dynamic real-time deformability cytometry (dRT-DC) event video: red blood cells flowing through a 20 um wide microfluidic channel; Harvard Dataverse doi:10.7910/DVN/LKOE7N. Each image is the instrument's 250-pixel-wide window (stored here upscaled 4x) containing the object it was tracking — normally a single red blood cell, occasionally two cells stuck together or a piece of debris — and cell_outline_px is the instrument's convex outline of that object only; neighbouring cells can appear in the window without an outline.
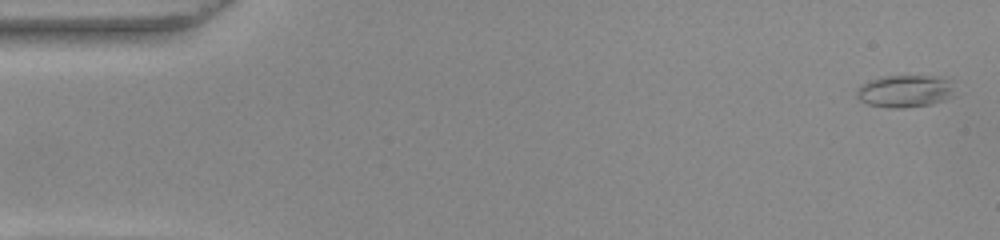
{"species": "common noctule bat (a hibernating species)", "species_latin": "Nyctalus noctula", "temperature_condition": "warm", "stored_images_in_passage": 53, "camera_frame_rate_fps": 3000, "um_per_image_px": 0.085, "animal": {"sex": "female", "body_mass_g": 22.0, "forearm_length_mm": 56.7}, "frame": {"image": 1, "passage_image": 2, "time_ms": 0.333, "image_size_px": [1000, 240], "cell_outline_px": [[952, 96], [944, 100], [932, 104], [904, 108], [888, 108], [868, 104], [860, 100], [856, 96], [856, 92], [860, 84], [884, 76], [932, 76], [948, 80], [952, 88]], "centroid_in_image_um": [76.87, 7.76], "position_along_channel_um": 8.1, "area_um2": 18.26}}
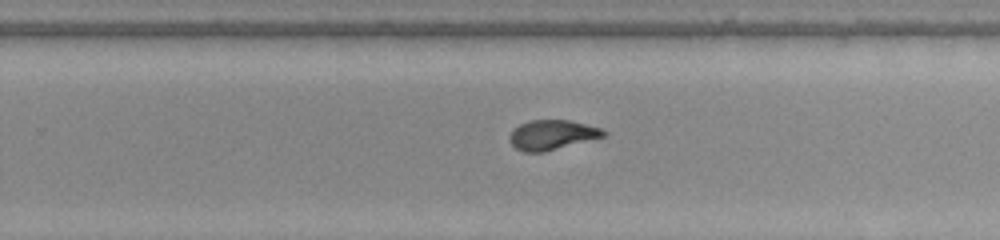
{"frame": {"image": 2, "passage_image": 34, "time_ms": 11.0, "image_size_px": [1000, 240], "cell_outline_px": [[608, 132], [604, 136], [544, 152], [524, 152], [516, 148], [508, 140], [508, 136], [520, 124], [532, 120], [572, 120], [600, 128]], "centroid_in_image_um": [46.92, 11.46], "position_along_channel_um": 282.9, "area_um2": 16.13}}
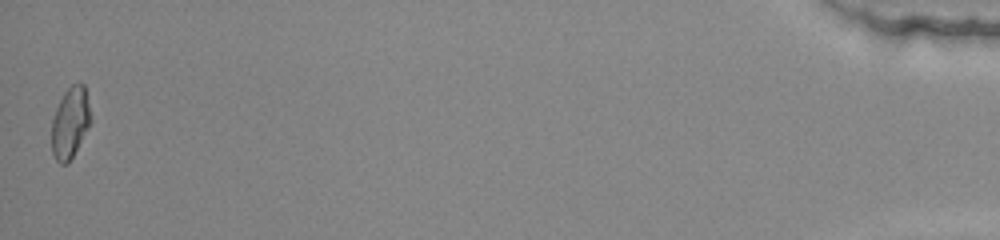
{"frame": {"image": 3, "passage_image": 53, "time_ms": 17.333, "image_size_px": [1000, 240], "cell_outline_px": [[92, 120], [88, 128], [68, 164], [60, 164], [56, 160], [52, 152], [52, 120], [56, 108], [64, 92], [72, 84], [80, 80], [84, 84]], "centroid_in_image_um": [5.97, 10.41], "position_along_channel_um": 429.2, "area_um2": 16.18}, "authors_computed_cell_mechanics": {"area_um2": 16.8198, "velocity_mm_per_s": 3.8728, "shape_relaxation_time_tau1_ms": null, "shape_relaxation_time_tau2_ms": 1.5513, "deformation_change_tau1": null, "deformation_change_tau2": 0.0663}}